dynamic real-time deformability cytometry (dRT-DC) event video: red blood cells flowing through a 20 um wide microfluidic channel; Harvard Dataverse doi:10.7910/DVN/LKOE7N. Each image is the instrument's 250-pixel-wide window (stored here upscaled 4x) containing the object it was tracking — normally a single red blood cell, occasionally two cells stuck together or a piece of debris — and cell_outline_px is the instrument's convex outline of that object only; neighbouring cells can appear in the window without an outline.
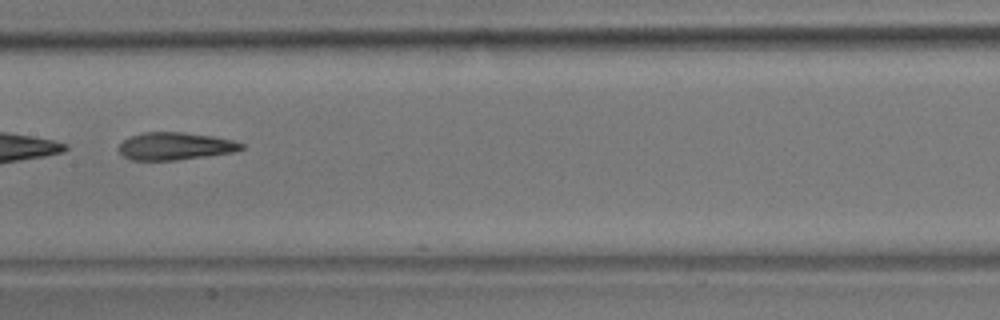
{"species": "common noctule bat (a hibernating species)", "species_latin": "Nyctalus noctula", "temperature_condition": "room temperature", "stored_images_in_passage": 9, "camera_frame_rate_fps": 3000, "um_per_image_px": 0.085, "animal": {"sex": "male", "body_mass_g": 17.9}, "frame": {"image": 1, "passage_image": 7, "time_ms": 2.0, "image_size_px": [1000, 320], "cell_outline_px": [[244, 148], [236, 152], [176, 160], [132, 160], [124, 156], [116, 148], [124, 140], [132, 136], [144, 132], [184, 132], [212, 136], [232, 140], [244, 144]], "centroid_in_image_um": [14.9, 12.42], "position_along_channel_um": 192.5, "area_um2": 19.65}}
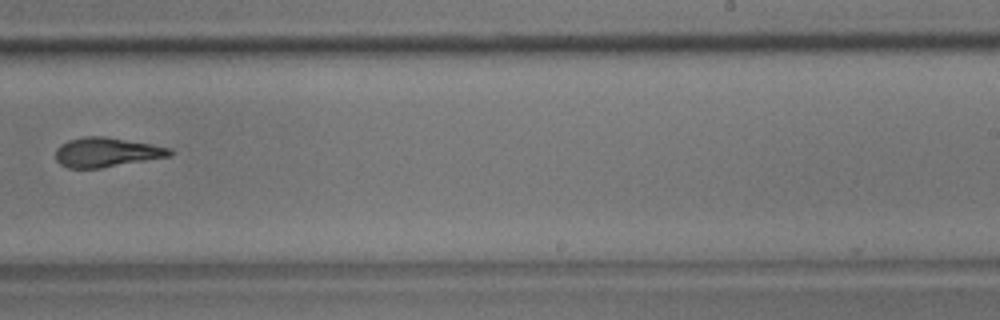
{"frame": {"image": 2, "passage_image": 9, "time_ms": 2.667, "image_size_px": [1000, 320], "cell_outline_px": [[172, 156], [100, 168], [68, 168], [60, 164], [56, 160], [56, 148], [60, 144], [68, 140], [84, 136], [104, 136], [152, 144], [172, 148]], "centroid_in_image_um": [9.05, 12.94], "position_along_channel_um": 279.9, "area_um2": 19.71}}